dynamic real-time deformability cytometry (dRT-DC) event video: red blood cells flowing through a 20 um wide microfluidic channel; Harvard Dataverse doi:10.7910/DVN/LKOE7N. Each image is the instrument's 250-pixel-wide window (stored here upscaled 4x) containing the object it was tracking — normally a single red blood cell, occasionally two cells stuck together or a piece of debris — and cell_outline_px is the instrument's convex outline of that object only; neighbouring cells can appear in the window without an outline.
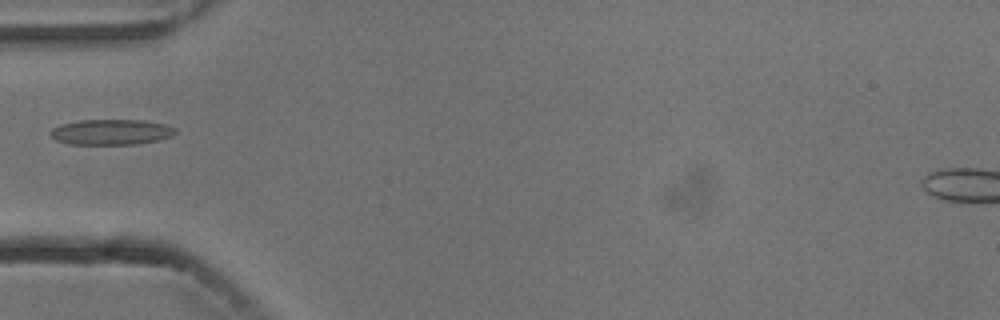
{"species": "common noctule bat (a hibernating species)", "species_latin": "Nyctalus noctula", "temperature_condition": "cold", "stored_images_in_passage": 1, "camera_frame_rate_fps": 3000, "um_per_image_px": 0.085, "animal": {"sex": "male", "body_mass_g": 13.3}, "frame": {"image": 1, "passage_image": 1, "time_ms": 0.0, "image_size_px": [1000, 320], "cell_outline_px": [[176, 132], [172, 136], [156, 140], [132, 144], [68, 144], [56, 140], [48, 132], [52, 128], [60, 124], [80, 120], [140, 120], [168, 124], [176, 128]], "centroid_in_image_um": [9.43, 11.21], "position_along_channel_um": 75.6, "area_um2": 18.55}}